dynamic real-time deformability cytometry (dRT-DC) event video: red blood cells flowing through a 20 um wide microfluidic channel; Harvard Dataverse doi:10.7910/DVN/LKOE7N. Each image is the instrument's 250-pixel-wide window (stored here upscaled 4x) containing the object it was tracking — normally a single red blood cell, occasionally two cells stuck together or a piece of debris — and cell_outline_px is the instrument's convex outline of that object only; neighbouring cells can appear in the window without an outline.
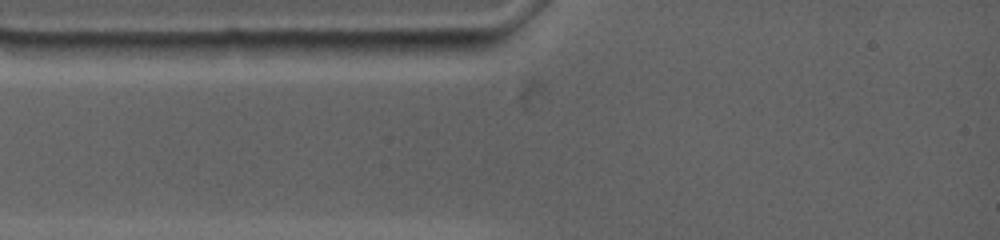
{"species": "common noctule bat (a hibernating species)", "species_latin": "Nyctalus noctula", "temperature_condition": "warm", "stored_images_in_passage": 3, "camera_frame_rate_fps": 4500, "um_per_image_px": 0.085, "animal": {"sex": "female", "body_mass_g": 19.0, "forearm_length_mm": 53.3}, "frame": {"image": 1, "passage_image": 3, "time_ms": 0.444, "image_size_px": [1000, 240], "cell_outline_px": [[496, 44], [460, 60], [388, 52], [388, 40], [484, 40]], "centroid_in_image_um": [37.32, 4.07], "position_along_channel_um": 47.7, "area_um2": 11.27}}